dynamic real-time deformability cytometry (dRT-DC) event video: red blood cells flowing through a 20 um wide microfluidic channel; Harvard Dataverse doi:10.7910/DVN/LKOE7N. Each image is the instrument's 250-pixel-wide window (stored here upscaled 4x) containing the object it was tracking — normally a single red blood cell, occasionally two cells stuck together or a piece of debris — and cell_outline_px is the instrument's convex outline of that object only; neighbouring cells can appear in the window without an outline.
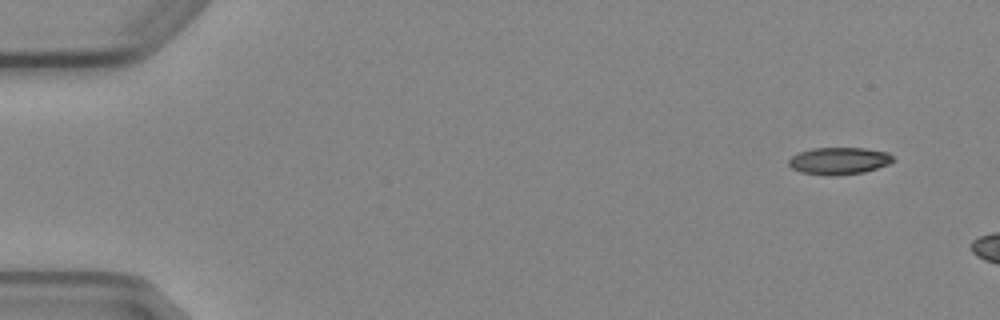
{"species": "Egyptian fruit bat (a non-hibernating species)", "species_latin": "Rousettus aegyptiacus", "temperature_condition": "cold", "stored_images_in_passage": 3, "camera_frame_rate_fps": 3000, "um_per_image_px": 0.085, "animal": {"sex": "female"}, "frame": {"image": 1, "passage_image": 1, "time_ms": 0.0, "image_size_px": [1000, 320], "cell_outline_px": [[896, 160], [888, 164], [864, 172], [836, 176], [828, 176], [800, 172], [792, 168], [788, 164], [788, 160], [792, 156], [800, 152], [812, 148], [864, 148], [888, 152]], "centroid_in_image_um": [71.31, 13.68], "position_along_channel_um": 13.7, "area_um2": 16.59}}